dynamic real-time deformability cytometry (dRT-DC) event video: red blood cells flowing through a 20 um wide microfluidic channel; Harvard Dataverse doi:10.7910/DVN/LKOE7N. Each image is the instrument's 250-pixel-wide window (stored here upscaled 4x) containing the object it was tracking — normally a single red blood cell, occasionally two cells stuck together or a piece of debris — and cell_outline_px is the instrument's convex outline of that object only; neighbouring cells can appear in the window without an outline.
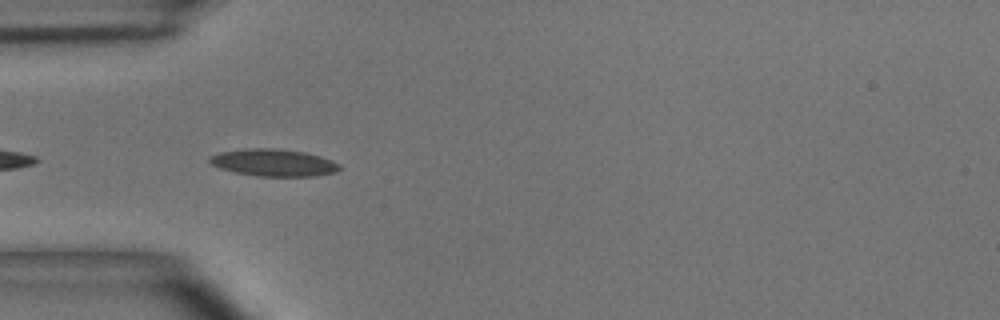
{"species": "common noctule bat (a hibernating species)", "species_latin": "Nyctalus noctula", "temperature_condition": "room temperature", "stored_images_in_passage": 8, "camera_frame_rate_fps": 3000, "um_per_image_px": 0.085, "animal": {"sex": "male", "body_mass_g": 15.6}, "frame": {"image": 1, "passage_image": 2, "time_ms": 0.333, "image_size_px": [1000, 320], "cell_outline_px": [[344, 168], [336, 172], [316, 176], [256, 176], [232, 172], [208, 164], [208, 156], [220, 152], [244, 148], [276, 148], [304, 152], [320, 156], [332, 160], [340, 164]], "centroid_in_image_um": [23.24, 13.82], "position_along_channel_um": 61.8, "area_um2": 20.98}}